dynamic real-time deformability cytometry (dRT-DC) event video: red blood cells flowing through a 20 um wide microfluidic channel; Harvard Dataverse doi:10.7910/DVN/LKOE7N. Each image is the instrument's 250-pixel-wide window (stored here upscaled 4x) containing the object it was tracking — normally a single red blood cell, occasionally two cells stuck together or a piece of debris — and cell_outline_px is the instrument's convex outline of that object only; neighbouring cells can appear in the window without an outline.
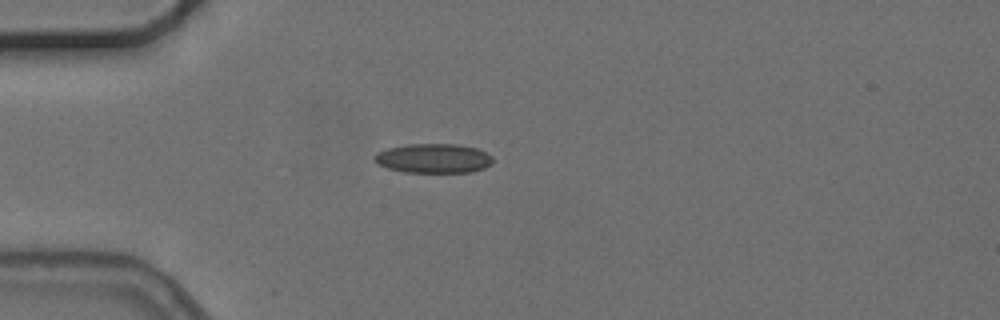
{"species": "common noctule bat (a hibernating species)", "species_latin": "Nyctalus noctula", "temperature_condition": "cold", "stored_images_in_passage": 1, "camera_frame_rate_fps": 3000, "um_per_image_px": 0.085, "animal": {"sex": "female", "body_mass_g": 24.6, "forearm_length_mm": 56.2}, "frame": {"image": 1, "passage_image": 1, "time_ms": 0.0, "image_size_px": [1000, 320], "cell_outline_px": [[492, 164], [484, 168], [472, 172], [404, 172], [388, 168], [380, 164], [372, 156], [376, 152], [388, 148], [408, 144], [456, 144], [476, 148], [492, 156]], "centroid_in_image_um": [36.85, 13.46], "position_along_channel_um": 48.2, "area_um2": 20.17}}